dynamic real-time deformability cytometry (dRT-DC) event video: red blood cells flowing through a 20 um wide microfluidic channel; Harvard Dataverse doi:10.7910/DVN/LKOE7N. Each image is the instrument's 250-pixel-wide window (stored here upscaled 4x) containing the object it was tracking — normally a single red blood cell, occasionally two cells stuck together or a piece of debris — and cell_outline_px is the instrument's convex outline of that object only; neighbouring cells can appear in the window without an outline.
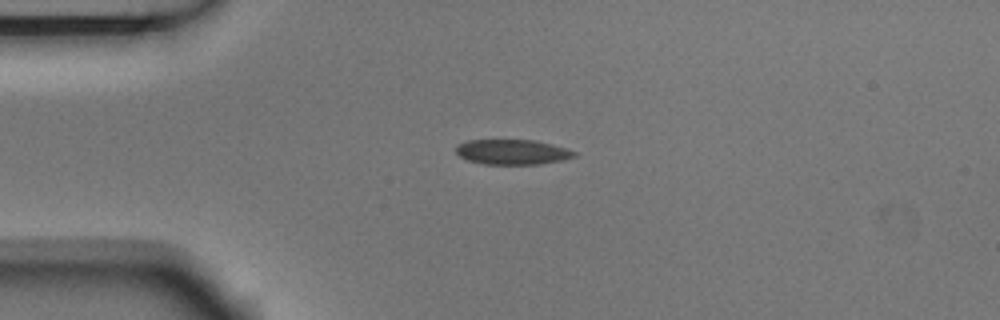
{"species": "Egyptian fruit bat (a non-hibernating species)", "species_latin": "Rousettus aegyptiacus", "temperature_condition": "room temperature", "stored_images_in_passage": 8, "camera_frame_rate_fps": 3000, "um_per_image_px": 0.085, "animal": {"sex": "male"}, "frame": {"image": 1, "passage_image": 3, "time_ms": 0.667, "image_size_px": [1000, 320], "cell_outline_px": [[576, 156], [564, 160], [540, 164], [484, 164], [468, 160], [460, 156], [456, 152], [456, 144], [468, 140], [532, 140], [552, 144], [568, 148], [576, 152]], "centroid_in_image_um": [43.57, 12.92], "position_along_channel_um": 41.4, "area_um2": 17.34}}
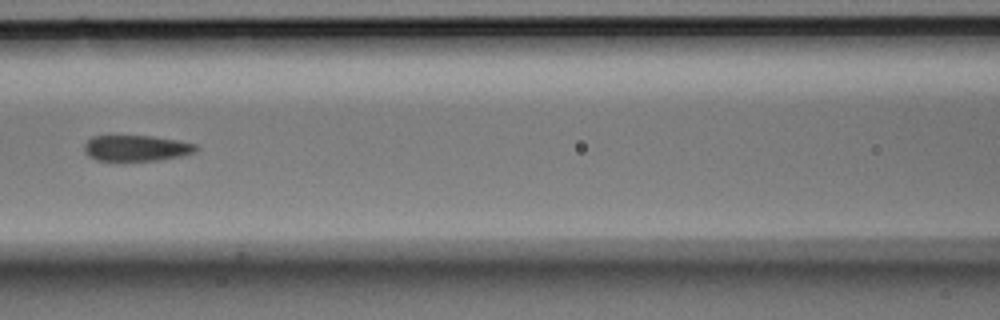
{"frame": {"image": 2, "passage_image": 6, "time_ms": 1.667, "image_size_px": [1000, 320], "cell_outline_px": [[200, 148], [196, 152], [184, 156], [160, 160], [124, 164], [96, 160], [88, 156], [84, 152], [84, 144], [92, 136], [152, 136], [180, 140], [196, 144]], "centroid_in_image_um": [11.6, 12.65], "position_along_channel_um": 155.0, "area_um2": 17.98}}
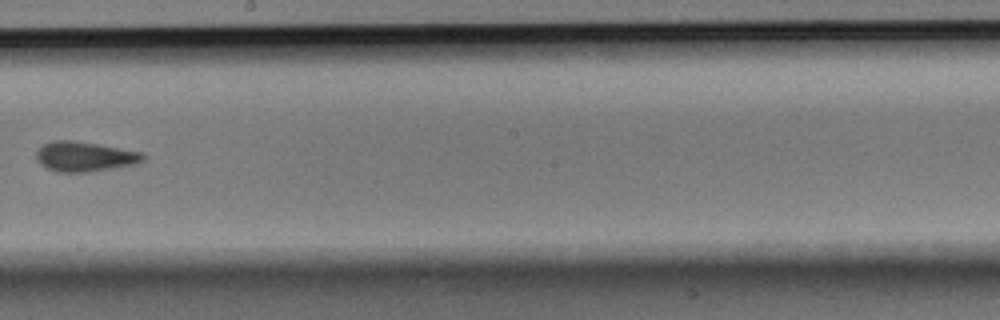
{"frame": {"image": 3, "passage_image": 8, "time_ms": 2.333, "image_size_px": [1000, 320], "cell_outline_px": [[144, 160], [132, 164], [112, 168], [88, 172], [56, 172], [40, 164], [36, 160], [36, 152], [44, 144], [52, 140], [72, 140], [144, 152]], "centroid_in_image_um": [7.17, 13.3], "position_along_channel_um": 241.0, "area_um2": 18.44}}